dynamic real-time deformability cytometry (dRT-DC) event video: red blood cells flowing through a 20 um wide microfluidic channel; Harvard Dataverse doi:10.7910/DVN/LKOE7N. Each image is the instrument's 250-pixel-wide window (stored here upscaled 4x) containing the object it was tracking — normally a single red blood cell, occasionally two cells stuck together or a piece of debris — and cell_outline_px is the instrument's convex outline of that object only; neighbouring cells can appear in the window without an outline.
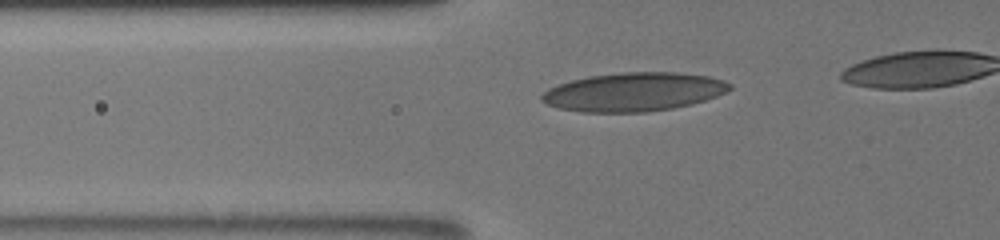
{"species": "human", "species_latin": "Homo sapiens", "temperature_condition": "room temperature", "stored_images_in_passage": 44, "camera_frame_rate_fps": 3000, "um_per_image_px": 0.085, "donor": {"sex": "male"}, "frame": {"image": 1, "passage_image": 17, "time_ms": 5.667, "image_size_px": [1000, 240], "cell_outline_px": [[732, 88], [716, 96], [692, 104], [672, 108], [648, 112], [580, 112], [560, 108], [548, 104], [540, 100], [540, 96], [548, 88], [572, 80], [588, 76], [620, 72], [676, 72], [708, 76], [724, 80], [732, 84]], "centroid_in_image_um": [53.87, 7.81], "position_along_channel_um": 71.9, "area_um2": 42.37}}
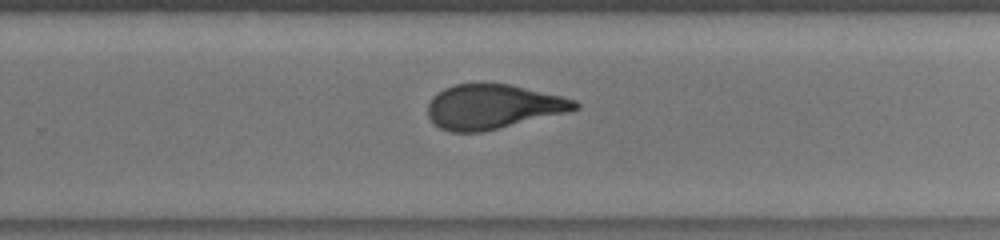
{"frame": {"image": 2, "passage_image": 32, "time_ms": 11.333, "image_size_px": [1000, 240], "cell_outline_px": [[580, 108], [564, 112], [480, 132], [448, 132], [440, 128], [428, 116], [428, 104], [432, 96], [444, 88], [456, 84], [508, 84], [560, 96], [576, 100], [580, 104]], "centroid_in_image_um": [41.84, 9.06], "position_along_channel_um": 288.0, "area_um2": 37.4}}
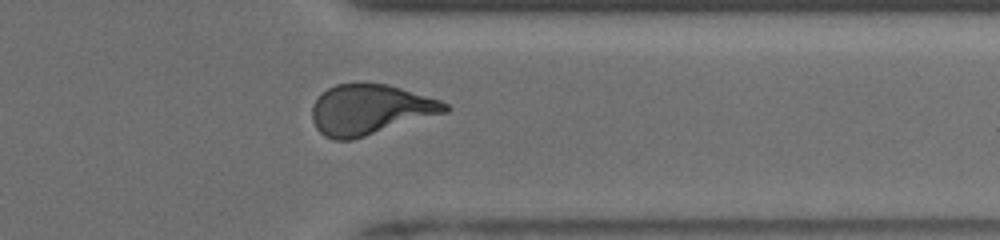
{"frame": {"image": 3, "passage_image": 39, "time_ms": 13.667, "image_size_px": [1000, 240], "cell_outline_px": [[452, 108], [448, 112], [352, 140], [332, 140], [324, 136], [316, 128], [312, 120], [312, 108], [316, 100], [328, 88], [336, 84], [388, 84], [440, 100], [448, 104]], "centroid_in_image_um": [31.47, 9.34], "position_along_channel_um": 379.9, "area_um2": 38.78}, "authors_computed_cell_mechanics": {"area_um2": 39.7375, "velocity_mm_per_s": 3.9377, "shape_relaxation_time_tau1_ms": 6.7855, "shape_relaxation_time_tau2_ms": 0.9063, "deformation_change_tau1": 0.2269, "deformation_change_tau2": 0.0825}}